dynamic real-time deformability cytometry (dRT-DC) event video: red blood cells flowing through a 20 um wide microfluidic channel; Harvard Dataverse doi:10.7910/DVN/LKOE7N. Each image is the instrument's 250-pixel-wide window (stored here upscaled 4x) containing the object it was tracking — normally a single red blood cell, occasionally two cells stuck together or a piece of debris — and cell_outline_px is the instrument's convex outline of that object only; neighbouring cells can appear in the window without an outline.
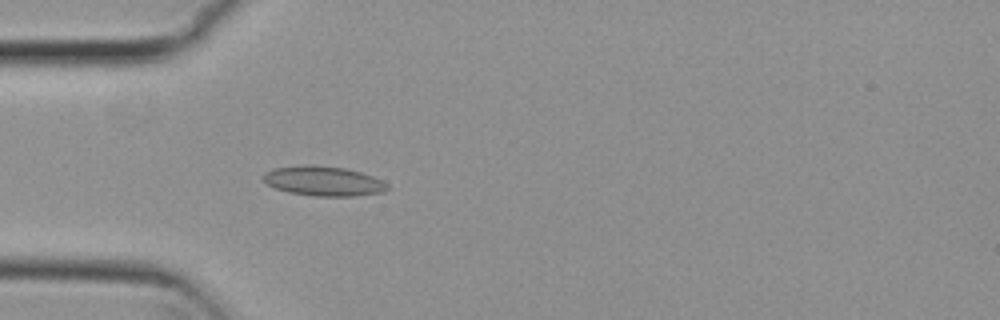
{"species": "common noctule bat (a hibernating species)", "species_latin": "Nyctalus noctula", "temperature_condition": "cold", "stored_images_in_passage": 50, "camera_frame_rate_fps": 3000, "um_per_image_px": 0.085, "animal": {"sex": "female", "body_mass_g": 29.2, "forearm_length_mm": 56.3}, "frame": {"image": 1, "passage_image": 12, "time_ms": 3.667, "image_size_px": [1000, 320], "cell_outline_px": [[388, 188], [384, 192], [356, 196], [316, 196], [288, 192], [276, 188], [268, 184], [260, 176], [264, 172], [272, 168], [304, 164], [312, 164], [344, 168], [360, 172], [372, 176], [388, 184]], "centroid_in_image_um": [27.46, 15.38], "position_along_channel_um": 57.5, "area_um2": 21.62}}
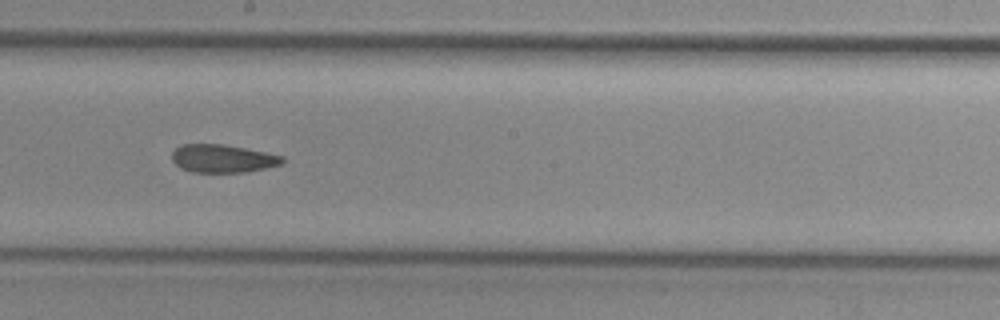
{"frame": {"image": 2, "passage_image": 26, "time_ms": 8.333, "image_size_px": [1000, 320], "cell_outline_px": [[284, 164], [244, 172], [192, 172], [180, 168], [172, 160], [172, 152], [180, 144], [224, 144], [284, 156]], "centroid_in_image_um": [18.92, 13.47], "position_along_channel_um": 229.3, "area_um2": 18.03}}
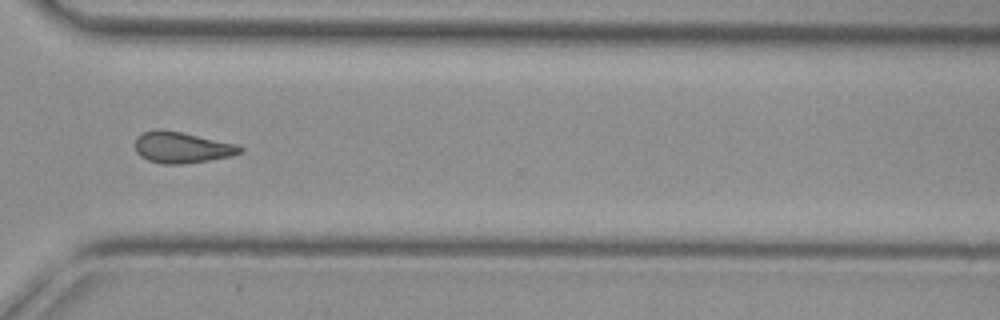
{"frame": {"image": 3, "passage_image": 36, "time_ms": 11.667, "image_size_px": [1000, 320], "cell_outline_px": [[244, 152], [232, 156], [208, 160], [180, 164], [164, 164], [148, 160], [140, 156], [136, 152], [136, 136], [140, 132], [156, 128], [160, 128], [240, 144], [244, 148]], "centroid_in_image_um": [15.47, 12.51], "position_along_channel_um": 355.1, "area_um2": 19.36}, "authors_computed_cell_mechanics": {"area_um2": 19.074, "velocity_mm_per_s": 3.7724, "shape_relaxation_time_tau1_ms": null, "shape_relaxation_time_tau2_ms": 4.5333, "deformation_change_tau1": null, "deformation_change_tau2": 0.0939}}